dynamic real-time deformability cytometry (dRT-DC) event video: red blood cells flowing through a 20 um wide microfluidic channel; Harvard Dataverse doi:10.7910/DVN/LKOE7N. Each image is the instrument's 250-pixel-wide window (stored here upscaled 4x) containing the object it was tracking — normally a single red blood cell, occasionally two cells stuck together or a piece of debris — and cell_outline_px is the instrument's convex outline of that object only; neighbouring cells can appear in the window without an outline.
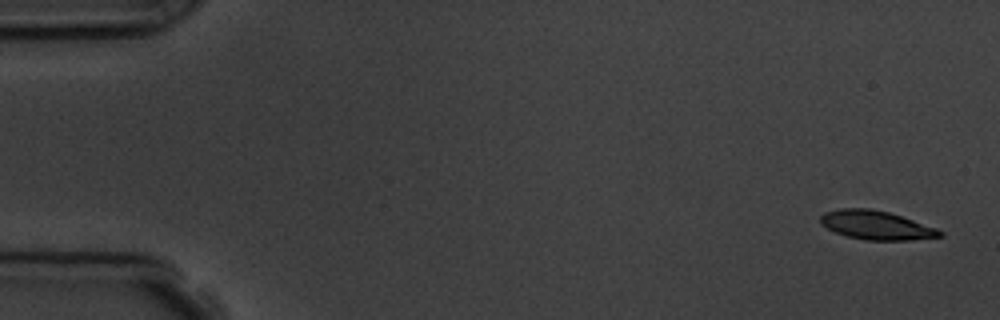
{"species": "common noctule bat (a hibernating species)", "species_latin": "Nyctalus noctula", "temperature_condition": "room temperature", "stored_images_in_passage": 5, "camera_frame_rate_fps": 3000, "um_per_image_px": 0.085, "animal": {"sex": "male", "body_mass_g": 19.5, "forearm_length_mm": 54.6}, "frame": {"image": 1, "passage_image": 1, "time_ms": 0.0, "image_size_px": [1000, 320], "cell_outline_px": [[944, 236], [912, 240], [864, 240], [848, 236], [836, 232], [820, 224], [820, 216], [824, 212], [840, 208], [872, 208], [888, 212], [936, 228], [944, 232]], "centroid_in_image_um": [74.47, 19.14], "position_along_channel_um": 10.5, "area_um2": 20.0}}